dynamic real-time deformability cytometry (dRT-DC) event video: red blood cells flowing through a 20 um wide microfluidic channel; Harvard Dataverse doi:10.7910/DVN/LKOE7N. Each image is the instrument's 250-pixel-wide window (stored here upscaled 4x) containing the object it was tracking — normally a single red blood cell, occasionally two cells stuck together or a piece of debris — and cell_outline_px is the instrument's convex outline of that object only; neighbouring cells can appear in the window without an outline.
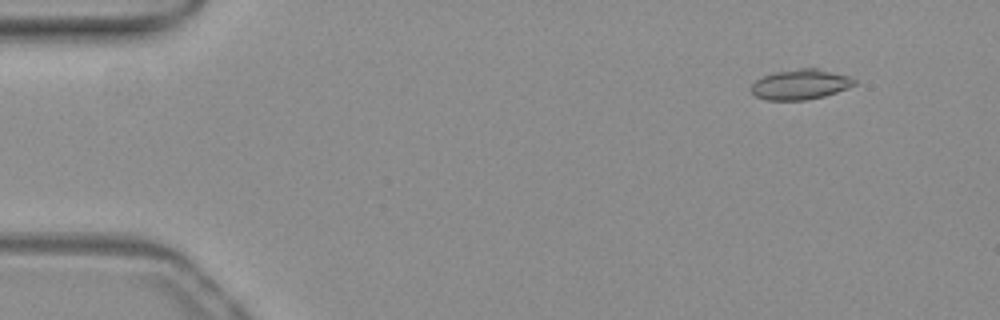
{"species": "common noctule bat (a hibernating species)", "species_latin": "Nyctalus noctula", "temperature_condition": "warm", "stored_images_in_passage": 31, "camera_frame_rate_fps": 3000, "um_per_image_px": 0.085, "animal": {"sex": "female", "body_mass_g": 19.3, "forearm_length_mm": 54.1}, "frame": {"image": 1, "passage_image": 1, "time_ms": 0.0, "image_size_px": [1000, 320], "cell_outline_px": [[856, 84], [836, 92], [824, 96], [804, 100], [764, 100], [756, 96], [748, 88], [756, 80], [764, 76], [776, 72], [800, 68], [816, 68], [848, 76], [856, 80]], "centroid_in_image_um": [68.0, 7.18], "position_along_channel_um": 17.0, "area_um2": 17.98}}
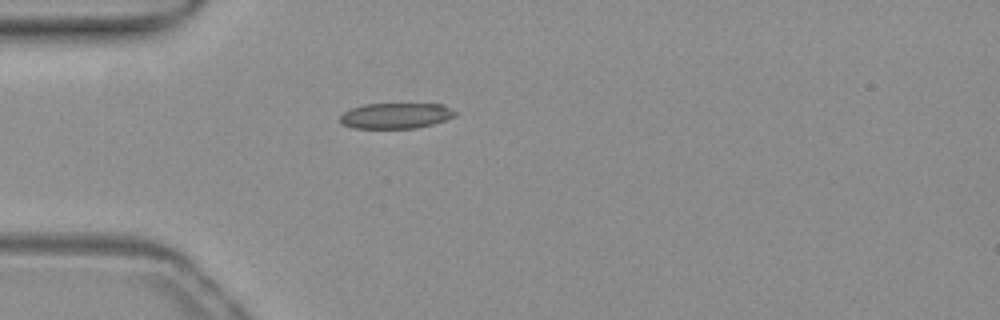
{"frame": {"image": 2, "passage_image": 11, "time_ms": 3.333, "image_size_px": [1000, 320], "cell_outline_px": [[456, 116], [432, 124], [416, 128], [352, 128], [340, 124], [340, 116], [344, 112], [352, 108], [364, 104], [440, 104], [456, 112]], "centroid_in_image_um": [33.59, 9.84], "position_along_channel_um": 51.4, "area_um2": 17.05}}
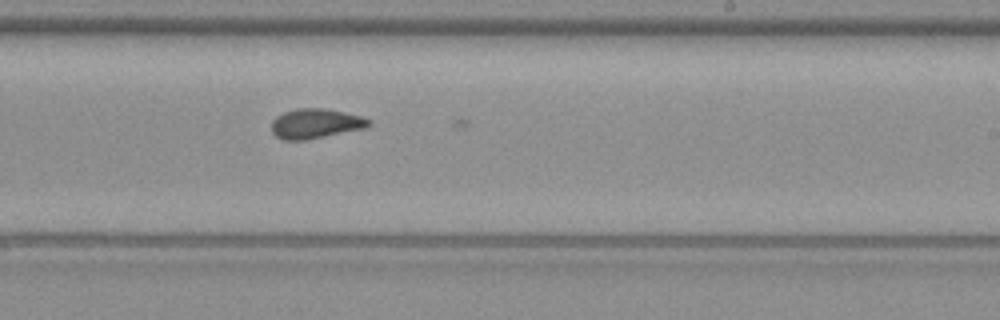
{"frame": {"image": 3, "passage_image": 28, "time_ms": 9.0, "image_size_px": [1000, 320], "cell_outline_px": [[372, 124], [364, 128], [308, 140], [284, 140], [276, 136], [272, 132], [272, 120], [276, 116], [284, 112], [296, 108], [324, 108], [344, 112], [360, 116], [372, 120]], "centroid_in_image_um": [26.82, 10.5], "position_along_channel_um": 262.2, "area_um2": 16.94}}